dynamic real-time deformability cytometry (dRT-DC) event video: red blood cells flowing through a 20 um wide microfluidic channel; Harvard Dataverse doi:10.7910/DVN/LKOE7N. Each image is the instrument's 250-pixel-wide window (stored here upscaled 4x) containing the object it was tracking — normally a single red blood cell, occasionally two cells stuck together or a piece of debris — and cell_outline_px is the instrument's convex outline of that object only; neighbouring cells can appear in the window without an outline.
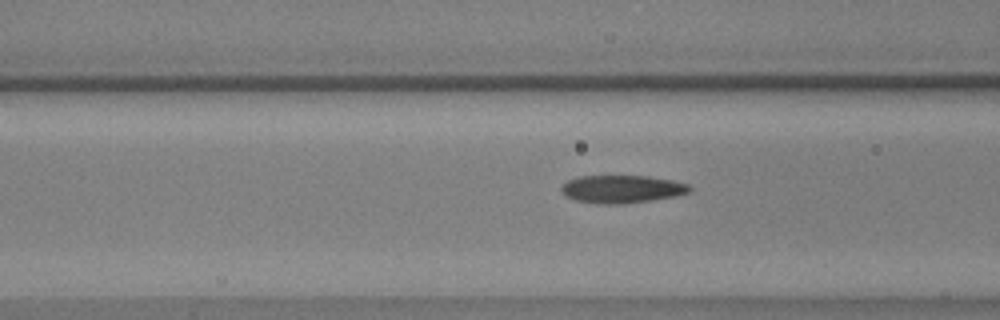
{"species": "common noctule bat (a hibernating species)", "species_latin": "Nyctalus noctula", "temperature_condition": "warm", "stored_images_in_passage": 25, "camera_frame_rate_fps": 3000, "um_per_image_px": 0.085, "animal": {"sex": "male", "body_mass_g": 17.9, "forearm_length_mm": 54.2}, "frame": {"image": 1, "passage_image": 9, "time_ms": 2.667, "image_size_px": [1000, 320], "cell_outline_px": [[692, 192], [676, 196], [652, 200], [620, 204], [600, 204], [576, 200], [564, 196], [560, 192], [560, 188], [568, 180], [580, 176], [648, 176], [672, 180], [688, 184], [692, 188]], "centroid_in_image_um": [52.87, 16.07], "position_along_channel_um": 113.7, "area_um2": 20.92}}
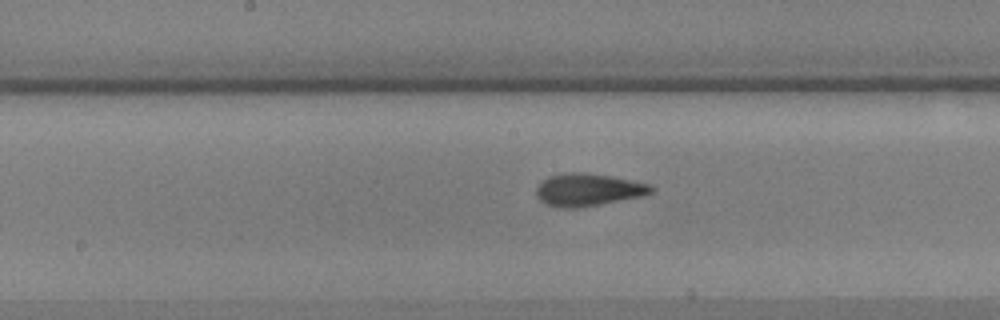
{"frame": {"image": 2, "passage_image": 16, "time_ms": 5.0, "image_size_px": [1000, 320], "cell_outline_px": [[656, 192], [644, 196], [584, 208], [556, 208], [544, 204], [536, 196], [536, 188], [548, 176], [568, 172], [576, 172], [608, 176], [652, 184], [656, 188]], "centroid_in_image_um": [50.03, 16.16], "position_along_channel_um": 198.2, "area_um2": 22.2}}
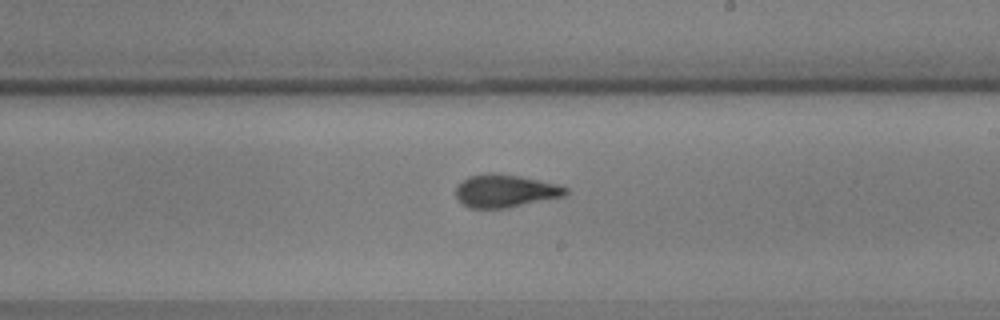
{"frame": {"image": 3, "passage_image": 20, "time_ms": 6.333, "image_size_px": [1000, 320], "cell_outline_px": [[568, 192], [564, 196], [504, 208], [468, 208], [456, 196], [456, 188], [468, 176], [492, 172], [520, 176], [556, 184], [568, 188]], "centroid_in_image_um": [42.94, 16.22], "position_along_channel_um": 246.1, "area_um2": 20.69}}